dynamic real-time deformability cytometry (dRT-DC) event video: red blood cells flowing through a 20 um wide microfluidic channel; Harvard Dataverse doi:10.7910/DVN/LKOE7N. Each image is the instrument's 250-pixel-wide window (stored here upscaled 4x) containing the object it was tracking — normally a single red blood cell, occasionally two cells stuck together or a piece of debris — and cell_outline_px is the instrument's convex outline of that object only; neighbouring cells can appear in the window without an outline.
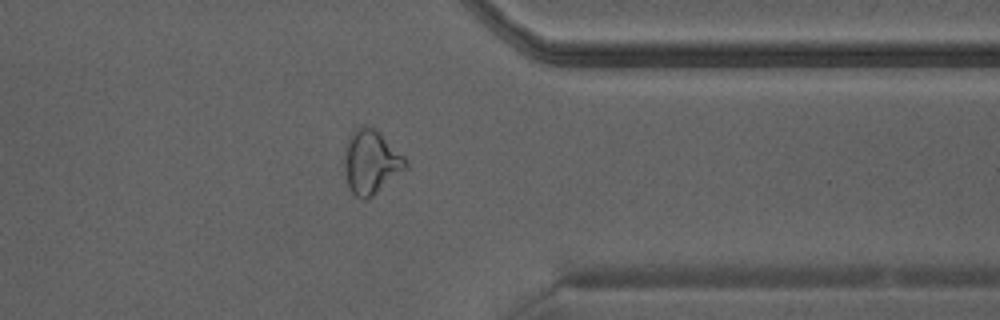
{"species": "Egyptian fruit bat (a non-hibernating species)", "species_latin": "Rousettus aegyptiacus", "temperature_condition": "warm", "stored_images_in_passage": 20, "camera_frame_rate_fps": 3000, "um_per_image_px": 0.085, "animal": {"sex": "male"}, "frame": {"image": 1, "passage_image": 17, "time_ms": 5.333, "image_size_px": [1000, 320], "cell_outline_px": [[408, 168], [372, 196], [364, 200], [356, 196], [352, 192], [348, 184], [344, 168], [344, 148], [352, 132], [356, 128], [376, 128], [408, 160]], "centroid_in_image_um": [31.55, 13.78], "position_along_channel_um": 379.8, "area_um2": 22.72}}